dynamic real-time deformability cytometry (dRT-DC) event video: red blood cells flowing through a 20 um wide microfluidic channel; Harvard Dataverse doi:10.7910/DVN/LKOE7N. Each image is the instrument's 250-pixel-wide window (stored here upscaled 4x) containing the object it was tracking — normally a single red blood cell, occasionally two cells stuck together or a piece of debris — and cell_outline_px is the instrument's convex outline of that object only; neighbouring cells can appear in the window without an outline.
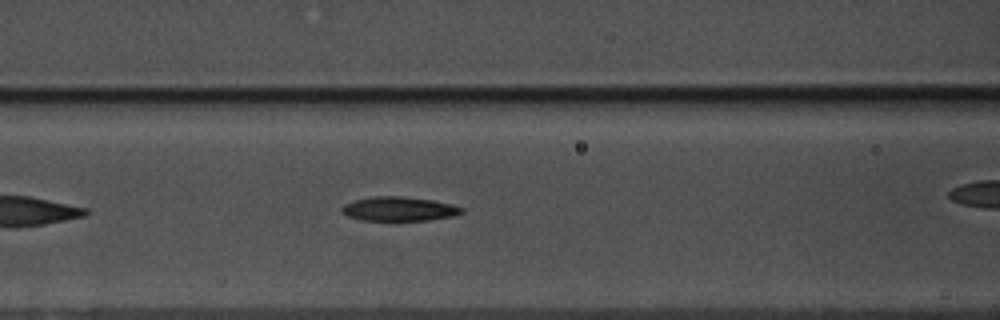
{"species": "common noctule bat (a hibernating species)", "species_latin": "Nyctalus noctula", "temperature_condition": "warm", "stored_images_in_passage": 32, "camera_frame_rate_fps": 3000, "um_per_image_px": 0.085, "animal": {"sex": "male", "body_mass_g": 17.5, "forearm_length_mm": 52.3}, "frame": {"image": 1, "passage_image": 10, "time_ms": 3.0, "image_size_px": [1000, 320], "cell_outline_px": [[464, 212], [456, 216], [428, 220], [360, 220], [348, 216], [340, 212], [340, 208], [344, 204], [356, 200], [376, 196], [404, 196], [432, 200], [452, 204], [464, 208]], "centroid_in_image_um": [33.94, 17.76], "position_along_channel_um": 132.7, "area_um2": 16.99}}